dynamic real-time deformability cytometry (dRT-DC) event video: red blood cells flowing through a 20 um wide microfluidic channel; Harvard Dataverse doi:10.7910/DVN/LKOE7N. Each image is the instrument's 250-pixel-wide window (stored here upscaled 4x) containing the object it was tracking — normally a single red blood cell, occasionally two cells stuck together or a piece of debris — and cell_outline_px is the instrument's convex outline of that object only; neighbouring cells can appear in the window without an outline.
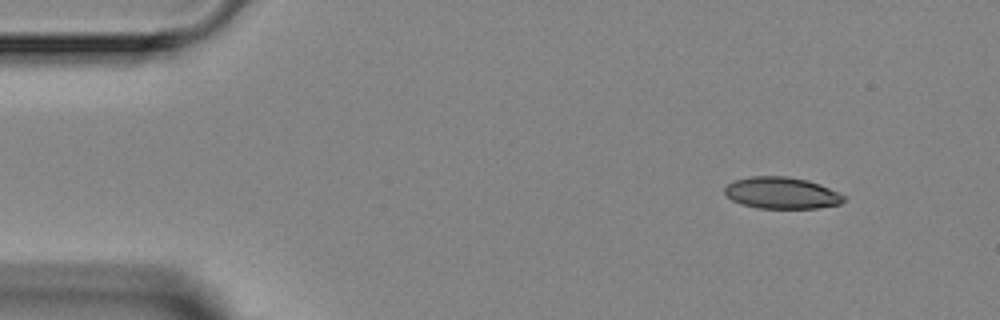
{"species": "Egyptian fruit bat (a non-hibernating species)", "species_latin": "Rousettus aegyptiacus", "temperature_condition": "room temperature", "stored_images_in_passage": 4, "segment_of_instrument_passage": [1, 2], "camera_frame_rate_fps": 3000, "um_per_image_px": 0.085, "animal": {"sex": "female"}, "frame": {"image": 1, "passage_image": 1, "time_ms": 0.0, "image_size_px": [1000, 320], "cell_outline_px": [[844, 200], [840, 204], [816, 208], [756, 208], [740, 204], [732, 200], [724, 192], [724, 188], [732, 180], [752, 176], [788, 176], [808, 180], [820, 184], [844, 196]], "centroid_in_image_um": [66.39, 16.4], "position_along_channel_um": 18.6, "area_um2": 21.96}}
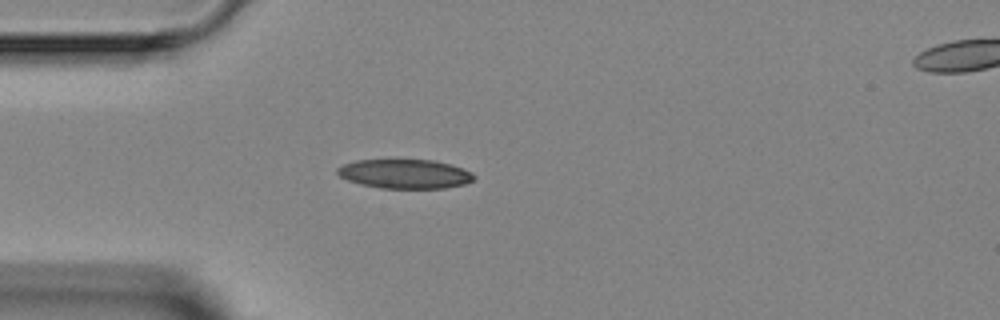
{"frame": {"image": 2, "passage_image": 3, "time_ms": 2.667, "image_size_px": [1000, 320], "cell_outline_px": [[476, 176], [472, 180], [464, 184], [444, 188], [380, 188], [360, 184], [348, 180], [340, 176], [336, 172], [336, 168], [344, 164], [356, 160], [432, 160], [452, 164], [472, 172]], "centroid_in_image_um": [34.41, 14.78], "position_along_channel_um": 50.6, "area_um2": 23.24}}